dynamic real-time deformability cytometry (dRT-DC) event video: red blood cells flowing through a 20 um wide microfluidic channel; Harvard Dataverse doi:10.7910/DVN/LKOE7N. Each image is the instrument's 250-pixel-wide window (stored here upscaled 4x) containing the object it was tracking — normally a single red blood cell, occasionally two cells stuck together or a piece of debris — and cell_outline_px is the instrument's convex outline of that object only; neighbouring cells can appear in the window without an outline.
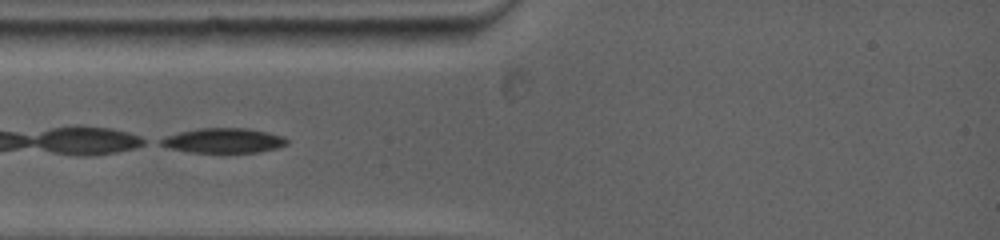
{"species": "common noctule bat (a hibernating species)", "species_latin": "Nyctalus noctula", "temperature_condition": "warm", "stored_images_in_passage": 41, "camera_frame_rate_fps": 5000, "um_per_image_px": 0.085, "animal": {"sex": "female", "body_mass_g": 19.0, "forearm_length_mm": 53.3}, "frame": {"image": 1, "passage_image": 1, "time_ms": 0.0, "image_size_px": [1000, 240], "cell_outline_px": [[288, 144], [276, 148], [256, 152], [224, 156], [188, 152], [168, 148], [160, 144], [160, 140], [168, 136], [180, 132], [196, 128], [248, 128], [268, 132], [284, 136], [288, 140]], "centroid_in_image_um": [19.02, 12.0], "position_along_channel_um": 66.0, "area_um2": 19.13}}
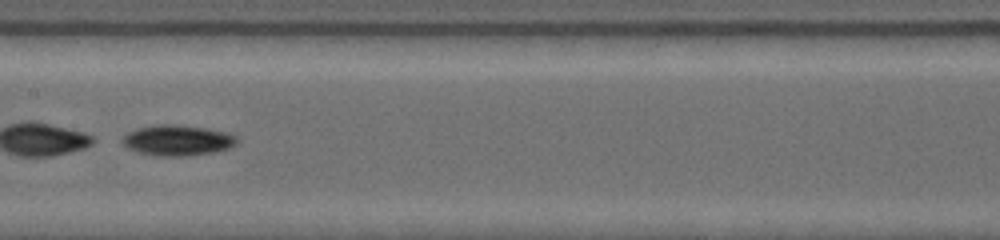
{"frame": {"image": 2, "passage_image": 12, "time_ms": 3.2, "image_size_px": [1000, 240], "cell_outline_px": [[236, 144], [228, 148], [212, 152], [184, 156], [156, 156], [136, 152], [128, 148], [120, 140], [128, 132], [136, 128], [156, 124], [172, 124], [204, 128], [224, 132], [236, 136]], "centroid_in_image_um": [15.01, 11.93], "position_along_channel_um": 192.4, "area_um2": 20.29}}
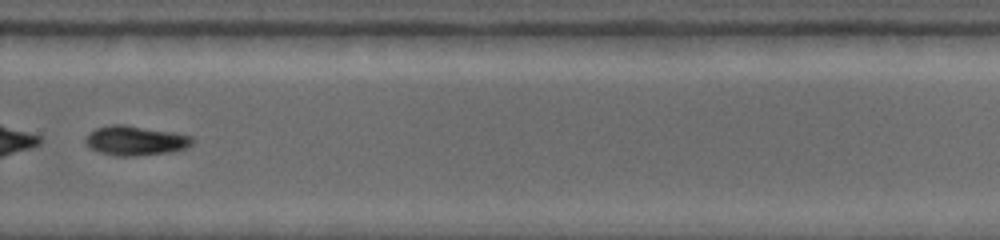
{"frame": {"image": 3, "passage_image": 24, "time_ms": 6.4, "image_size_px": [1000, 240], "cell_outline_px": [[196, 140], [192, 144], [184, 148], [168, 152], [132, 156], [116, 156], [100, 152], [92, 148], [84, 140], [96, 128], [108, 124], [124, 124], [172, 132], [192, 136]], "centroid_in_image_um": [11.53, 11.94], "position_along_channel_um": 318.3, "area_um2": 18.15}}